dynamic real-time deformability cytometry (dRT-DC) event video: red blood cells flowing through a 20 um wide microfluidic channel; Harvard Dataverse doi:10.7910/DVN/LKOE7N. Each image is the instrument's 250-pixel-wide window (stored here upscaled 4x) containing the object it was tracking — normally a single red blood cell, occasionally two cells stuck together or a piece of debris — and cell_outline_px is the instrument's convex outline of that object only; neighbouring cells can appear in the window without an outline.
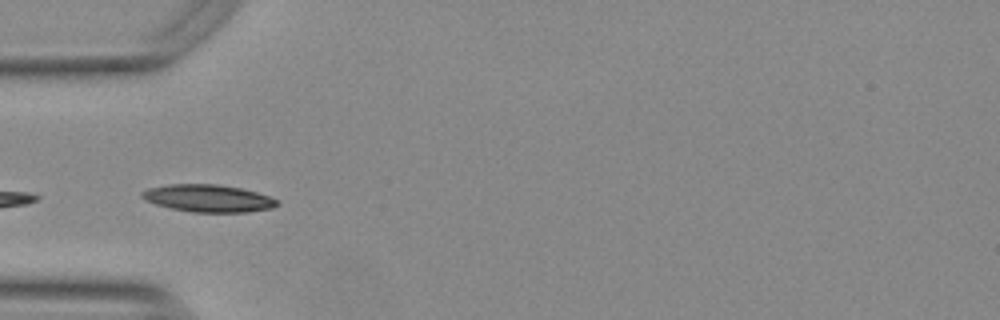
{"species": "Egyptian fruit bat (a non-hibernating species)", "species_latin": "Rousettus aegyptiacus", "temperature_condition": "warm", "stored_images_in_passage": 38, "camera_frame_rate_fps": 3000, "um_per_image_px": 0.085, "animal": {"sex": "female"}, "frame": {"image": 1, "passage_image": 1, "time_ms": 0.0, "image_size_px": [1000, 320], "cell_outline_px": [[280, 204], [272, 208], [248, 212], [192, 212], [172, 208], [156, 204], [144, 200], [140, 196], [140, 192], [148, 188], [168, 184], [216, 184], [240, 188], [256, 192], [268, 196], [276, 200]], "centroid_in_image_um": [17.66, 16.85], "position_along_channel_um": 67.3, "area_um2": 21.5}}
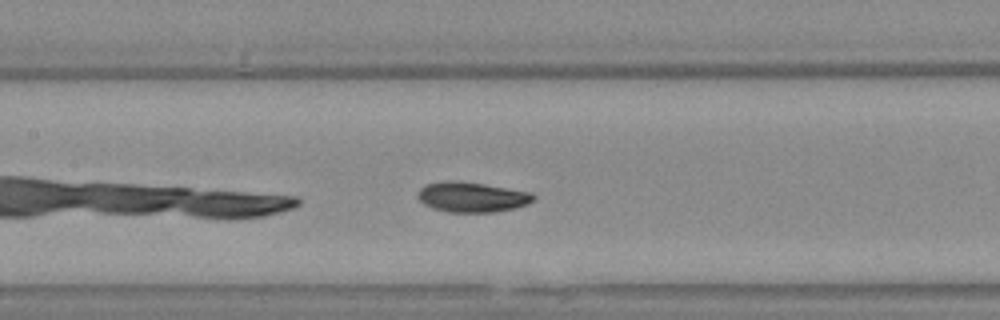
{"frame": {"image": 2, "passage_image": 9, "time_ms": 2.667, "image_size_px": [1000, 320], "cell_outline_px": [[536, 196], [528, 204], [496, 212], [448, 212], [432, 208], [424, 204], [416, 196], [420, 188], [428, 184], [444, 180], [456, 180], [484, 184], [532, 192]], "centroid_in_image_um": [40.1, 16.74], "position_along_channel_um": 167.3, "area_um2": 20.35}}
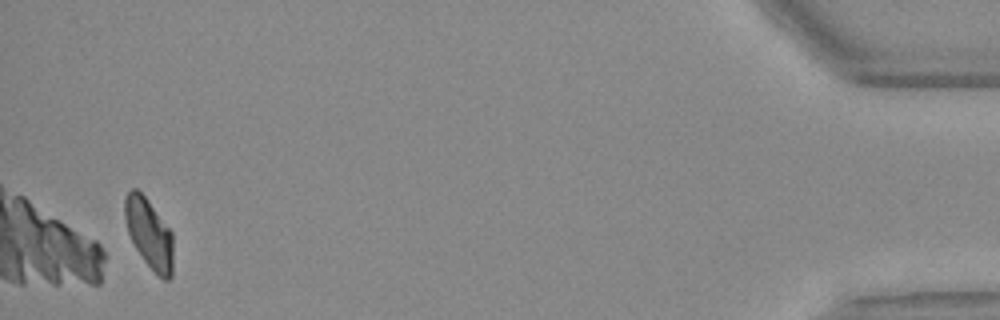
{"frame": {"image": 3, "passage_image": 36, "time_ms": 11.667, "image_size_px": [1000, 320], "cell_outline_px": [[172, 276], [168, 280], [164, 280], [144, 260], [136, 248], [128, 232], [124, 216], [124, 200], [128, 192], [132, 188], [136, 188], [144, 196], [172, 232]], "centroid_in_image_um": [12.66, 19.84], "position_along_channel_um": 422.5, "area_um2": 19.19}, "authors_computed_cell_mechanics": {"area_um2": 20.0855, "velocity_mm_per_s": 3.7548, "shape_relaxation_time_tau1_ms": 4.803, "shape_relaxation_time_tau2_ms": 3.9624, "deformation_change_tau1": 0.1411, "deformation_change_tau2": 0.0653}}